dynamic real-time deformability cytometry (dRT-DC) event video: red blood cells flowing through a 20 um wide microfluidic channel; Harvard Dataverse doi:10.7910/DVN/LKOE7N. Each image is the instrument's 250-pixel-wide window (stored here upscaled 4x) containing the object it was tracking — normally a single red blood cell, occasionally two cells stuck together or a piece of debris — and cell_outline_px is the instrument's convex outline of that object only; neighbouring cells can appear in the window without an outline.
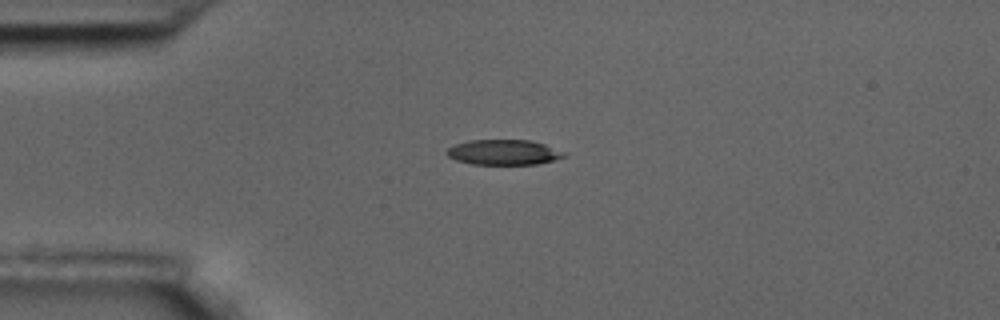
{"species": "common noctule bat (a hibernating species)", "species_latin": "Nyctalus noctula", "temperature_condition": "room temperature", "stored_images_in_passage": 12, "camera_frame_rate_fps": 3000, "um_per_image_px": 0.085, "animal": {"sex": "male", "body_mass_g": 17.5, "forearm_length_mm": 52.3}, "frame": {"image": 1, "passage_image": 1, "time_ms": 0.0, "image_size_px": [1000, 320], "cell_outline_px": [[568, 156], [536, 164], [472, 164], [456, 160], [448, 156], [444, 152], [448, 148], [456, 144], [468, 140], [532, 140], [568, 152]], "centroid_in_image_um": [42.84, 12.94], "position_along_channel_um": 42.2, "area_um2": 17.34}}
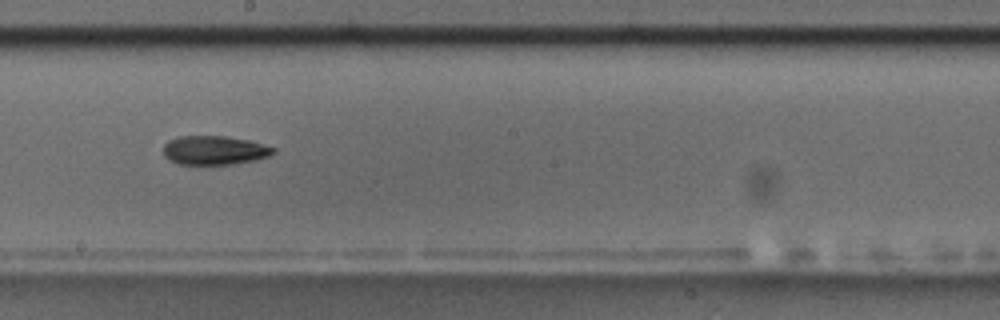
{"frame": {"image": 2, "passage_image": 6, "time_ms": 1.667, "image_size_px": [1000, 320], "cell_outline_px": [[276, 152], [268, 156], [256, 160], [232, 164], [176, 164], [168, 160], [164, 156], [164, 144], [168, 140], [180, 136], [224, 136], [248, 140], [276, 148]], "centroid_in_image_um": [18.21, 12.78], "position_along_channel_um": 230.0, "area_um2": 18.61}}
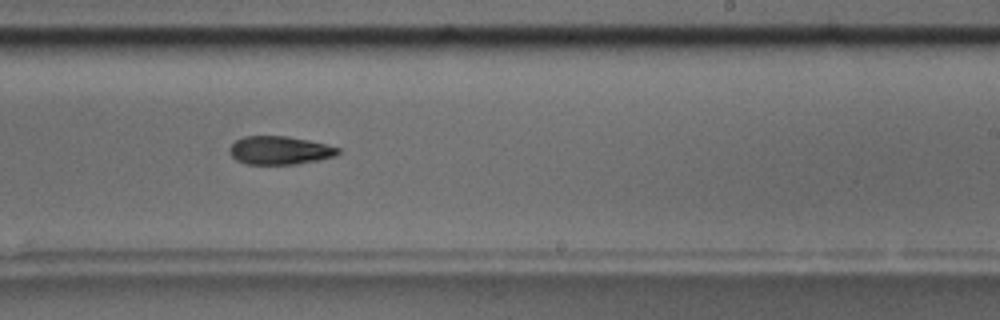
{"frame": {"image": 3, "passage_image": 7, "time_ms": 2.0, "image_size_px": [1000, 320], "cell_outline_px": [[340, 152], [336, 156], [320, 160], [296, 164], [248, 164], [236, 160], [228, 152], [228, 148], [236, 140], [244, 136], [288, 136], [308, 140], [340, 148]], "centroid_in_image_um": [23.77, 12.78], "position_along_channel_um": 265.2, "area_um2": 17.98}}